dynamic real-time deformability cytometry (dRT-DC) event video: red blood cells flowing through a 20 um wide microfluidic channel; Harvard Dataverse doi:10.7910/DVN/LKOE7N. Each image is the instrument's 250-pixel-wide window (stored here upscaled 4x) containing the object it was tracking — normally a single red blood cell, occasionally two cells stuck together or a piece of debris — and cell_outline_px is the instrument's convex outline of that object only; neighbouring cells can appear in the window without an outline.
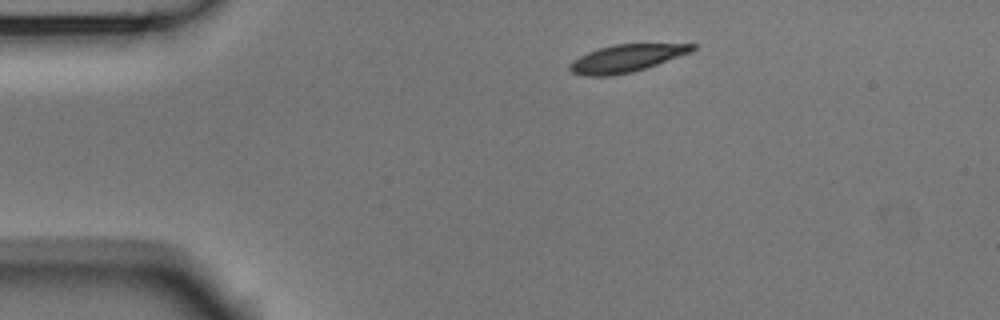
{"species": "Egyptian fruit bat (a non-hibernating species)", "species_latin": "Rousettus aegyptiacus", "temperature_condition": "room temperature", "stored_images_in_passage": 45, "camera_frame_rate_fps": 3000, "um_per_image_px": 0.085, "animal": {"sex": "male"}, "frame": {"image": 1, "passage_image": 1, "time_ms": 0.0, "image_size_px": [1000, 320], "cell_outline_px": [[696, 48], [692, 52], [632, 72], [612, 76], [584, 76], [572, 72], [568, 68], [568, 64], [572, 60], [588, 52], [600, 48], [616, 44], [696, 44]], "centroid_in_image_um": [53.21, 4.96], "position_along_channel_um": 31.8, "area_um2": 19.48}}
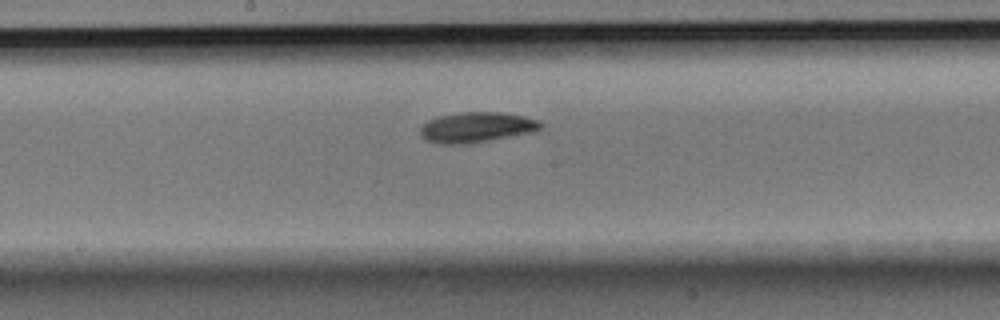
{"frame": {"image": 2, "passage_image": 19, "time_ms": 6.0, "image_size_px": [1000, 320], "cell_outline_px": [[544, 124], [540, 128], [532, 132], [488, 140], [464, 144], [440, 144], [424, 140], [420, 132], [420, 128], [428, 120], [436, 116], [464, 112], [500, 112], [524, 116], [540, 120]], "centroid_in_image_um": [40.49, 10.81], "position_along_channel_um": 207.7, "area_um2": 21.21}}
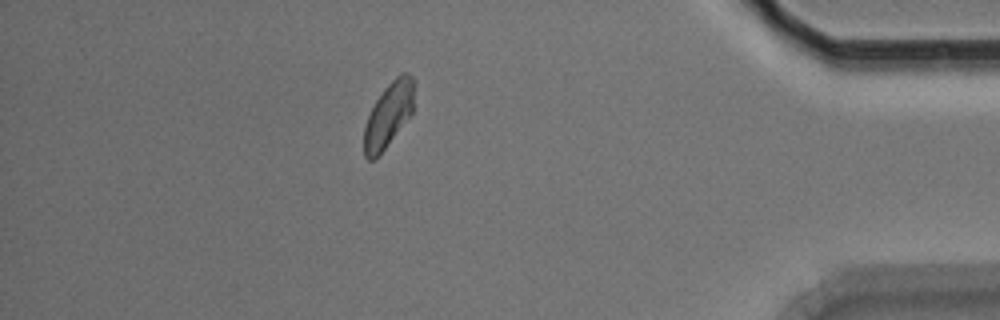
{"frame": {"image": 3, "passage_image": 38, "time_ms": 12.333, "image_size_px": [1000, 320], "cell_outline_px": [[412, 112], [384, 148], [372, 160], [368, 160], [364, 156], [364, 128], [368, 116], [376, 100], [384, 88], [400, 72], [408, 72], [412, 76]], "centroid_in_image_um": [32.99, 9.73], "position_along_channel_um": 402.2, "area_um2": 18.09}, "authors_computed_cell_mechanics": {"area_um2": 20.1722, "velocity_mm_per_s": 3.7293, "shape_relaxation_time_tau1_ms": 2.0325, "shape_relaxation_time_tau2_ms": 9.556, "deformation_change_tau1": 0.1062, "deformation_change_tau2": 0.1276}}